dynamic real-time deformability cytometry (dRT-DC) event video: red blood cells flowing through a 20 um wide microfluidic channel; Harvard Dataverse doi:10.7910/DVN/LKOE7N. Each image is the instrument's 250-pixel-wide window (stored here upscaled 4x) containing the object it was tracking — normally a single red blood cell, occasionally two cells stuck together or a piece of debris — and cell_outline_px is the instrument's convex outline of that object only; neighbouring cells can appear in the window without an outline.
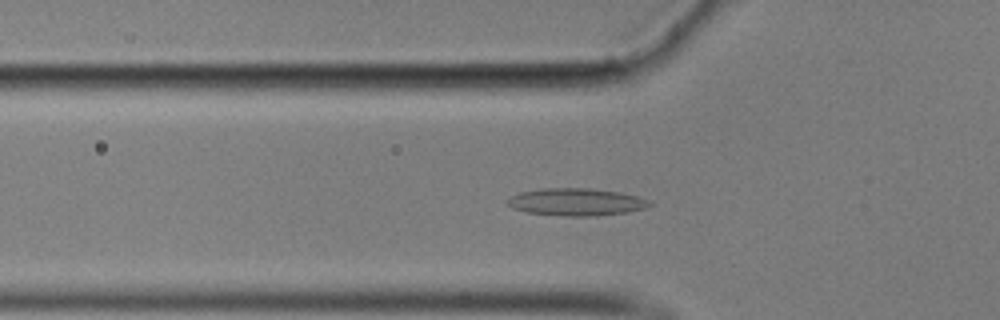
{"species": "common noctule bat (a hibernating species)", "species_latin": "Nyctalus noctula", "temperature_condition": "cold", "stored_images_in_passage": 58, "segment_of_instrument_passage": [1, 2], "camera_frame_rate_fps": 3000, "um_per_image_px": 0.085, "animal": {"sex": "male", "body_mass_g": 17.9}, "frame": {"image": 1, "passage_image": 19, "time_ms": 6.0, "image_size_px": [1000, 320], "cell_outline_px": [[652, 204], [644, 208], [628, 212], [592, 216], [564, 216], [528, 212], [512, 208], [508, 204], [508, 200], [512, 196], [520, 192], [540, 188], [588, 188], [620, 192], [636, 196], [648, 200]], "centroid_in_image_um": [48.97, 17.16], "position_along_channel_um": 76.8, "area_um2": 22.48}}
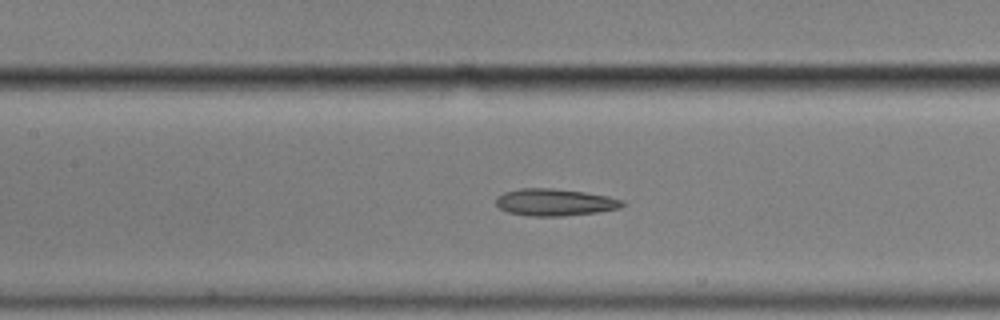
{"frame": {"image": 2, "passage_image": 26, "time_ms": 8.333, "image_size_px": [1000, 320], "cell_outline_px": [[628, 204], [620, 208], [600, 212], [564, 216], [528, 216], [508, 212], [500, 208], [496, 204], [496, 196], [504, 192], [520, 188], [552, 188], [584, 192], [608, 196], [624, 200]], "centroid_in_image_um": [47.19, 17.19], "position_along_channel_um": 160.2, "area_um2": 20.17}}
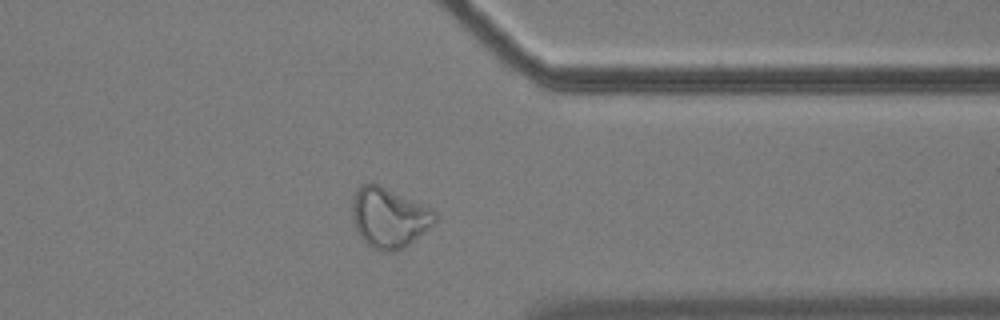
{"frame": {"image": 3, "passage_image": 45, "time_ms": 14.667, "image_size_px": [1000, 320], "cell_outline_px": [[436, 224], [404, 248], [392, 252], [380, 252], [372, 248], [360, 236], [352, 220], [352, 204], [356, 192], [360, 184], [376, 184], [432, 208], [436, 212]], "centroid_in_image_um": [33.09, 18.54], "position_along_channel_um": 378.3, "area_um2": 28.9}}